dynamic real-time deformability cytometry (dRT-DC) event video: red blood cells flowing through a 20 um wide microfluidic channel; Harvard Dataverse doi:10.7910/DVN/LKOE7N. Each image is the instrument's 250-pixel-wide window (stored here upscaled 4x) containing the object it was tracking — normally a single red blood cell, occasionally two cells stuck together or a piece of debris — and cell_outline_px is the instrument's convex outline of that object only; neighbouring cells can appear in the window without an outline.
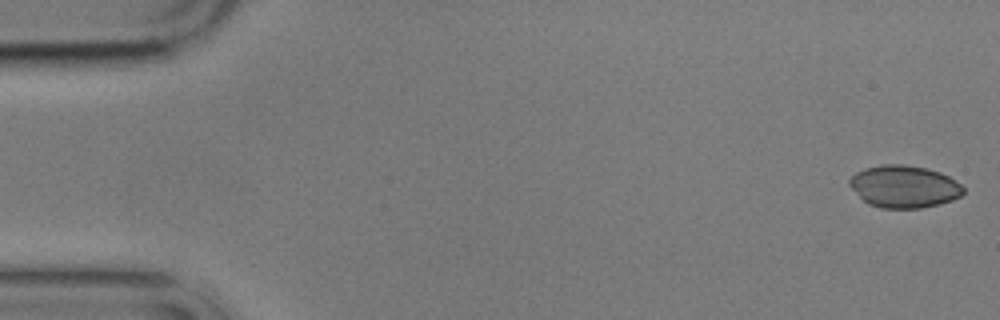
{"species": "common noctule bat (a hibernating species)", "species_latin": "Nyctalus noctula", "temperature_condition": "cold", "stored_images_in_passage": 7, "camera_frame_rate_fps": 3000, "um_per_image_px": 0.085, "animal": {"sex": "male", "body_mass_g": 17.9}, "frame": {"image": 1, "passage_image": 1, "time_ms": 0.0, "image_size_px": [1000, 320], "cell_outline_px": [[964, 192], [960, 196], [952, 200], [920, 208], [880, 208], [868, 204], [848, 184], [848, 180], [856, 172], [864, 168], [880, 164], [904, 164], [928, 168], [940, 172], [948, 176], [960, 184], [964, 188]], "centroid_in_image_um": [76.83, 15.84], "position_along_channel_um": 8.2, "area_um2": 28.03}}
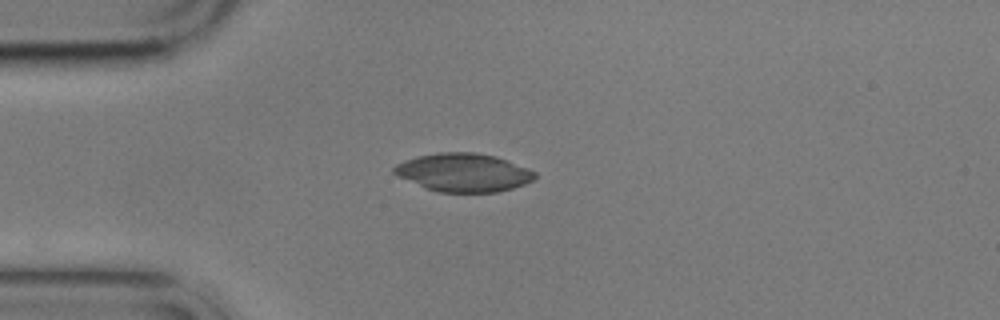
{"frame": {"image": 2, "passage_image": 5, "time_ms": 4.333, "image_size_px": [1000, 320], "cell_outline_px": [[536, 180], [512, 188], [496, 192], [436, 192], [396, 176], [392, 172], [392, 168], [396, 164], [404, 160], [416, 156], [440, 152], [476, 152], [496, 156], [508, 160], [528, 168], [536, 172]], "centroid_in_image_um": [39.39, 14.65], "position_along_channel_um": 45.6, "area_um2": 31.73}}